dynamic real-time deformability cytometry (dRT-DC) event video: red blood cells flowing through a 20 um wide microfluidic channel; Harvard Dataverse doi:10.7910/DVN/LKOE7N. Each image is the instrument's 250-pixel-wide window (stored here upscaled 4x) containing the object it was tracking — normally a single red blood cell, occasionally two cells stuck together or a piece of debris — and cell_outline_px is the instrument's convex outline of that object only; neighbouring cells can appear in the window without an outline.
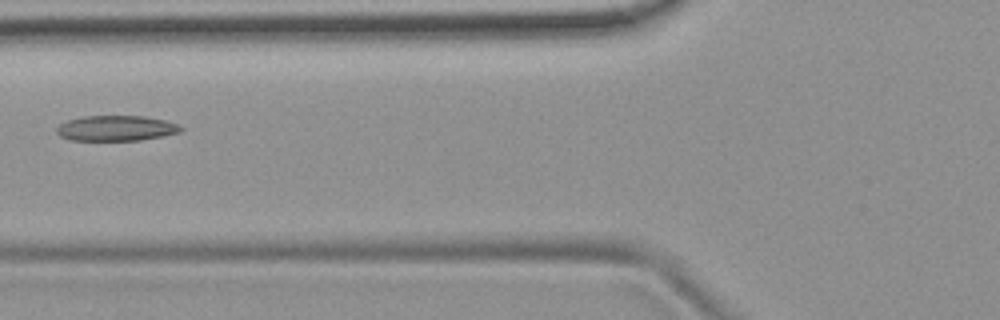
{"species": "common noctule bat (a hibernating species)", "species_latin": "Nyctalus noctula", "temperature_condition": "room temperature", "stored_images_in_passage": 6, "camera_frame_rate_fps": 3000, "um_per_image_px": 0.085, "animal": {"sex": "female", "body_mass_g": 19.9}, "frame": {"image": 1, "passage_image": 6, "time_ms": 1.667, "image_size_px": [1000, 320], "cell_outline_px": [[184, 128], [180, 132], [164, 136], [140, 140], [68, 140], [60, 136], [56, 132], [56, 128], [60, 124], [68, 120], [84, 116], [144, 116], [164, 120], [180, 124]], "centroid_in_image_um": [9.89, 10.9], "position_along_channel_um": 115.9, "area_um2": 18.44}}